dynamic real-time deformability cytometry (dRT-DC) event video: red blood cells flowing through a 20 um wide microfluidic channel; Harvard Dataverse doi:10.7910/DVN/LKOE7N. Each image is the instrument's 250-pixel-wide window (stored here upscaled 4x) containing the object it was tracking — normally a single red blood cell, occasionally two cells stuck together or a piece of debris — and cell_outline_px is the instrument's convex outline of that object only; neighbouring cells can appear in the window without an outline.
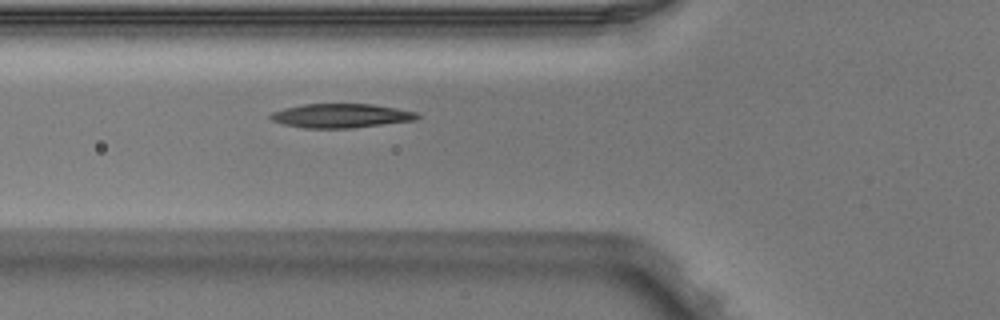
{"species": "Egyptian fruit bat (a non-hibernating species)", "species_latin": "Rousettus aegyptiacus", "temperature_condition": "warm", "stored_images_in_passage": 5, "camera_frame_rate_fps": 3000, "um_per_image_px": 0.085, "animal": {"sex": "male"}, "frame": {"image": 1, "passage_image": 5, "time_ms": 1.333, "image_size_px": [1000, 320], "cell_outline_px": [[420, 116], [416, 120], [352, 128], [304, 128], [284, 124], [272, 120], [268, 116], [272, 112], [284, 108], [304, 104], [372, 104], [396, 108], [416, 112]], "centroid_in_image_um": [28.98, 9.84], "position_along_channel_um": 96.8, "area_um2": 20.52}}